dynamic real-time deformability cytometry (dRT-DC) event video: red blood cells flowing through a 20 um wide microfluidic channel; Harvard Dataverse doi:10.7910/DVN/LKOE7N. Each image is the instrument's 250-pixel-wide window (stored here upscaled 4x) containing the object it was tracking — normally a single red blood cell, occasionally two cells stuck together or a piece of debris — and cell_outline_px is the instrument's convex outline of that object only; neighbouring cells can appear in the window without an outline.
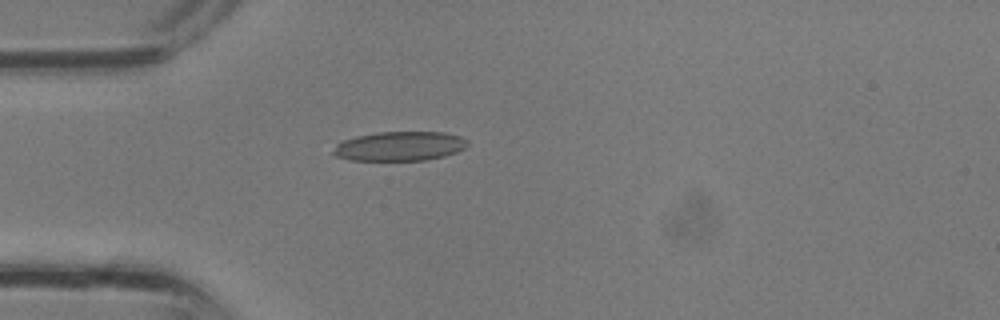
{"species": "common noctule bat (a hibernating species)", "species_latin": "Nyctalus noctula", "temperature_condition": "room temperature", "stored_images_in_passage": 34, "camera_frame_rate_fps": 3000, "um_per_image_px": 0.085, "animal": {"sex": "male", "body_mass_g": 13.3}, "frame": {"image": 1, "passage_image": 9, "time_ms": 2.667, "image_size_px": [1000, 320], "cell_outline_px": [[468, 144], [464, 148], [456, 152], [444, 156], [424, 160], [352, 160], [336, 156], [332, 152], [336, 144], [340, 140], [356, 136], [376, 132], [444, 132], [460, 136], [468, 140]], "centroid_in_image_um": [33.95, 12.41], "position_along_channel_um": 51.0, "area_um2": 23.0}}
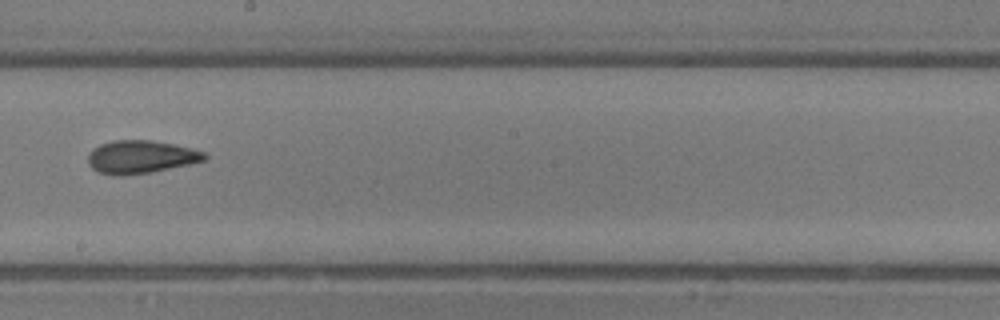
{"frame": {"image": 2, "passage_image": 19, "time_ms": 6.0, "image_size_px": [1000, 320], "cell_outline_px": [[208, 156], [204, 160], [188, 164], [148, 172], [120, 176], [112, 176], [96, 172], [88, 164], [88, 152], [92, 148], [100, 144], [112, 140], [152, 140], [172, 144], [204, 152]], "centroid_in_image_um": [11.87, 13.34], "position_along_channel_um": 236.3, "area_um2": 22.31}}
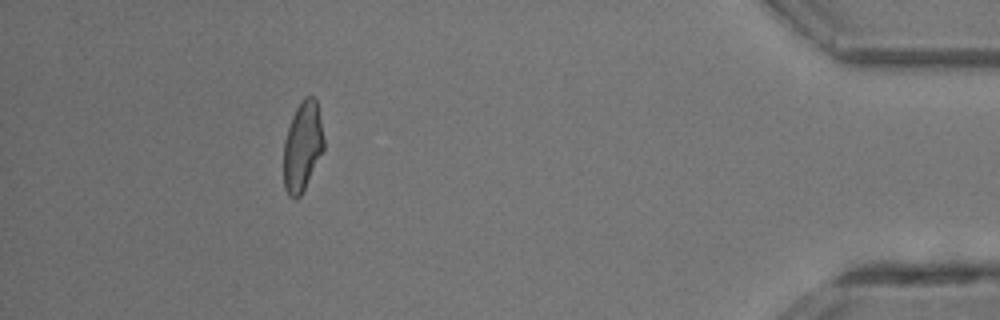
{"frame": {"image": 3, "passage_image": 31, "time_ms": 10.0, "image_size_px": [1000, 320], "cell_outline_px": [[324, 148], [300, 196], [288, 196], [284, 188], [284, 140], [292, 116], [300, 100], [304, 96], [312, 96], [316, 100], [324, 140]], "centroid_in_image_um": [25.69, 12.41], "position_along_channel_um": 409.5, "area_um2": 20.58}}